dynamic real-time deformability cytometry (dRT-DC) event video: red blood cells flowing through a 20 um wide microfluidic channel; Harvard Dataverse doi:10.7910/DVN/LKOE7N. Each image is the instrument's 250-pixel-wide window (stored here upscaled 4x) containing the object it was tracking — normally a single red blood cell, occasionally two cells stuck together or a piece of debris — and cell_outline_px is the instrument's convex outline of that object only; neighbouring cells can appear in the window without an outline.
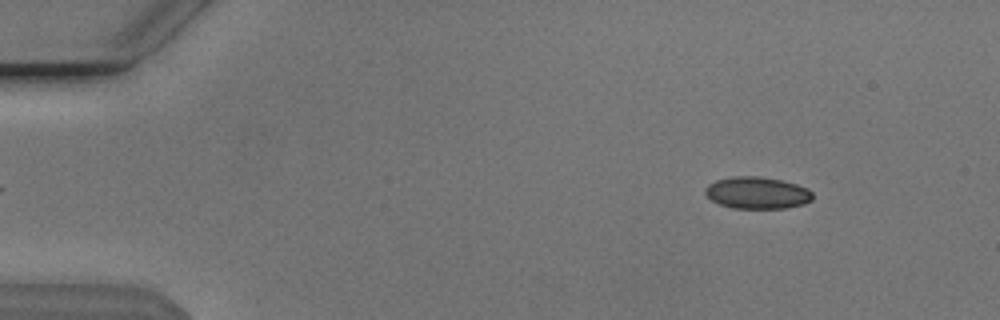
{"species": "Egyptian fruit bat (a non-hibernating species)", "species_latin": "Rousettus aegyptiacus", "temperature_condition": "cold", "stored_images_in_passage": 53, "camera_frame_rate_fps": 3000, "um_per_image_px": 0.085, "animal": {"sex": "male"}, "frame": {"image": 1, "passage_image": 6, "time_ms": 1.667, "image_size_px": [1000, 320], "cell_outline_px": [[812, 200], [804, 204], [784, 208], [732, 208], [720, 204], [712, 200], [704, 192], [704, 188], [708, 184], [716, 180], [732, 176], [756, 176], [780, 180], [796, 184], [808, 188], [812, 192]], "centroid_in_image_um": [64.35, 16.39], "position_along_channel_um": 20.7, "area_um2": 19.94}}
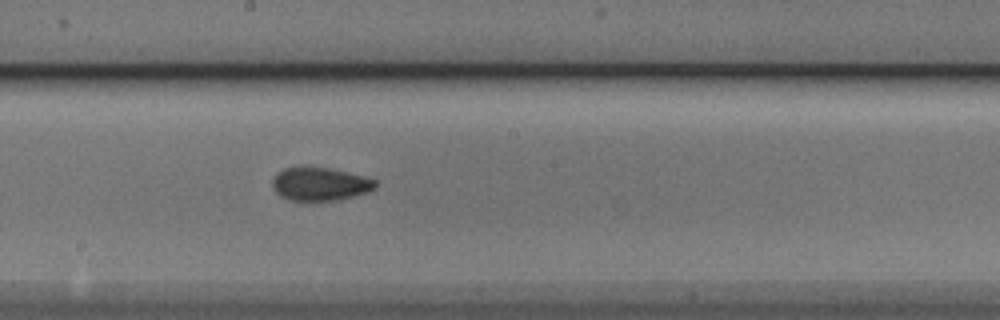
{"frame": {"image": 2, "passage_image": 29, "time_ms": 9.333, "image_size_px": [1000, 320], "cell_outline_px": [[376, 188], [368, 192], [336, 200], [292, 200], [280, 196], [276, 192], [272, 184], [272, 180], [276, 172], [284, 168], [328, 168], [376, 180]], "centroid_in_image_um": [27.17, 15.65], "position_along_channel_um": 221.0, "area_um2": 19.42}}
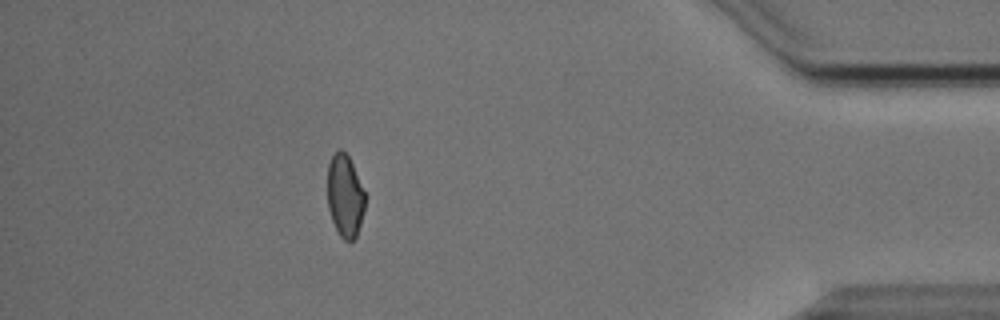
{"frame": {"image": 3, "passage_image": 47, "time_ms": 15.333, "image_size_px": [1000, 320], "cell_outline_px": [[368, 196], [360, 224], [356, 236], [352, 240], [344, 240], [340, 236], [332, 220], [328, 208], [328, 164], [332, 156], [340, 148], [348, 156]], "centroid_in_image_um": [29.35, 16.65], "position_along_channel_um": 405.9, "area_um2": 18.15}, "authors_computed_cell_mechanics": {"area_um2": 19.5364, "velocity_mm_per_s": 3.8457, "shape_relaxation_time_tau1_ms": null, "shape_relaxation_time_tau2_ms": 1.9272, "deformation_change_tau1": null, "deformation_change_tau2": 0.0718}}